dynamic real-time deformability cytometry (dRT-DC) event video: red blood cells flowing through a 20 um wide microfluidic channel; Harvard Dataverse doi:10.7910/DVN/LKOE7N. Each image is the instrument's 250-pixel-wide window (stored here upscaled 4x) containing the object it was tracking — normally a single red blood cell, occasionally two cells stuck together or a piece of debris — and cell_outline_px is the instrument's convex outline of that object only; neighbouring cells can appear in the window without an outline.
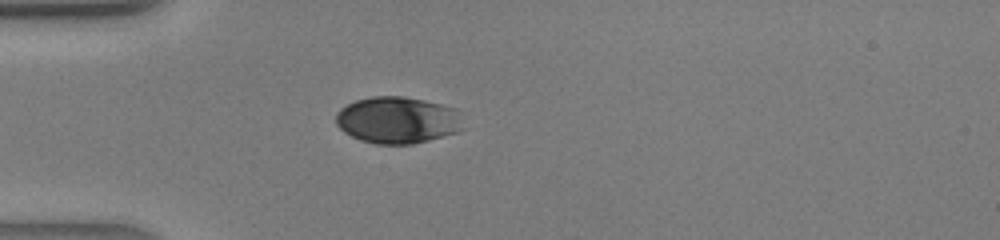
{"species": "human", "species_latin": "Homo sapiens", "temperature_condition": "warm", "stored_images_in_passage": 41, "camera_frame_rate_fps": 3000, "um_per_image_px": 0.085, "donor": {"sex": "male"}, "frame": {"image": 1, "passage_image": 11, "time_ms": 3.333, "image_size_px": [1000, 240], "cell_outline_px": [[464, 128], [456, 132], [428, 140], [412, 144], [376, 144], [360, 140], [344, 132], [336, 124], [336, 112], [340, 108], [356, 100], [372, 96], [404, 96], [424, 100], [456, 108]], "centroid_in_image_um": [33.77, 10.2], "position_along_channel_um": 51.2, "area_um2": 34.68}}
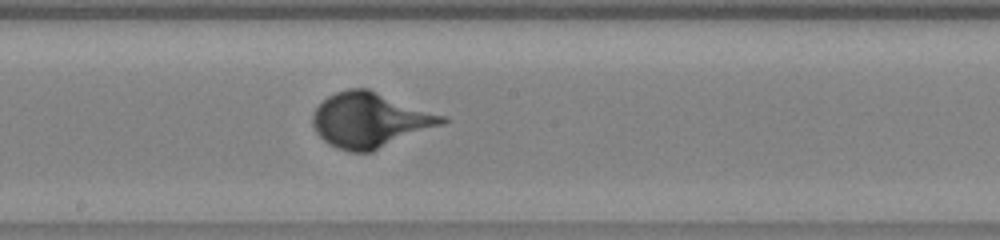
{"frame": {"image": 2, "passage_image": 22, "time_ms": 7.0, "image_size_px": [1000, 240], "cell_outline_px": [[452, 120], [444, 124], [372, 152], [348, 152], [336, 148], [328, 144], [316, 132], [312, 124], [312, 116], [316, 108], [328, 96], [336, 92], [348, 88], [368, 88], [448, 116]], "centroid_in_image_um": [31.5, 10.21], "position_along_channel_um": 216.7, "area_um2": 41.91}}
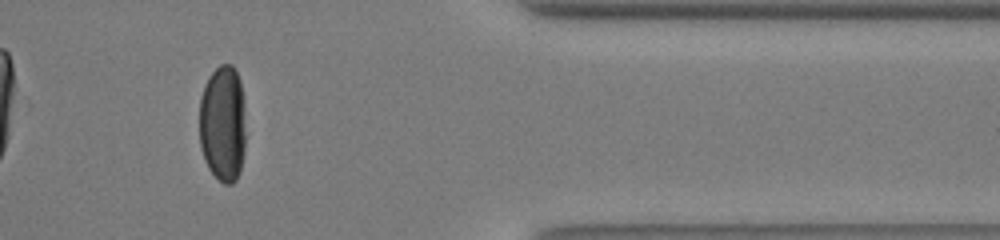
{"frame": {"image": 3, "passage_image": 34, "time_ms": 11.0, "image_size_px": [1000, 240], "cell_outline_px": [[248, 132], [240, 172], [236, 180], [232, 184], [224, 184], [208, 168], [204, 160], [200, 148], [200, 96], [204, 84], [208, 76], [220, 64], [232, 64], [240, 80], [244, 104]], "centroid_in_image_um": [18.97, 10.51], "position_along_channel_um": 392.4, "area_um2": 32.54}}